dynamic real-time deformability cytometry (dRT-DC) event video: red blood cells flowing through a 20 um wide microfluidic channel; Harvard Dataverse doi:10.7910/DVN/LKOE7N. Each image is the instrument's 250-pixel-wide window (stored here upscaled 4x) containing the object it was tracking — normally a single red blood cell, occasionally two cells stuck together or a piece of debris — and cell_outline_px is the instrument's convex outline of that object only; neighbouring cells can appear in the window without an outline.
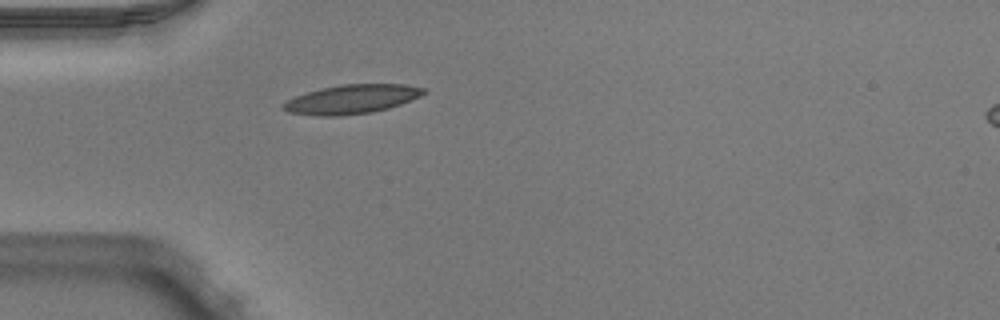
{"species": "Egyptian fruit bat (a non-hibernating species)", "species_latin": "Rousettus aegyptiacus", "temperature_condition": "warm", "stored_images_in_passage": 37, "camera_frame_rate_fps": 3000, "um_per_image_px": 0.085, "animal": {"sex": "male"}, "frame": {"image": 1, "passage_image": 1, "time_ms": 0.0, "image_size_px": [1000, 320], "cell_outline_px": [[428, 92], [420, 96], [400, 104], [388, 108], [372, 112], [340, 116], [320, 116], [288, 112], [280, 108], [280, 104], [296, 96], [320, 88], [344, 84], [404, 84], [424, 88]], "centroid_in_image_um": [29.88, 8.43], "position_along_channel_um": 55.1, "area_um2": 23.76}}
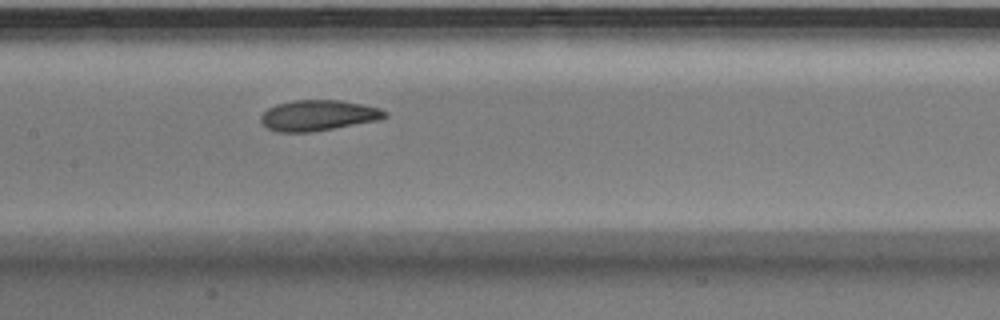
{"frame": {"image": 2, "passage_image": 11, "time_ms": 3.333, "image_size_px": [1000, 320], "cell_outline_px": [[388, 116], [376, 120], [312, 132], [276, 132], [268, 128], [260, 120], [260, 116], [268, 108], [276, 104], [296, 100], [340, 100], [380, 108], [388, 112]], "centroid_in_image_um": [27.02, 9.81], "position_along_channel_um": 180.4, "area_um2": 21.96}}
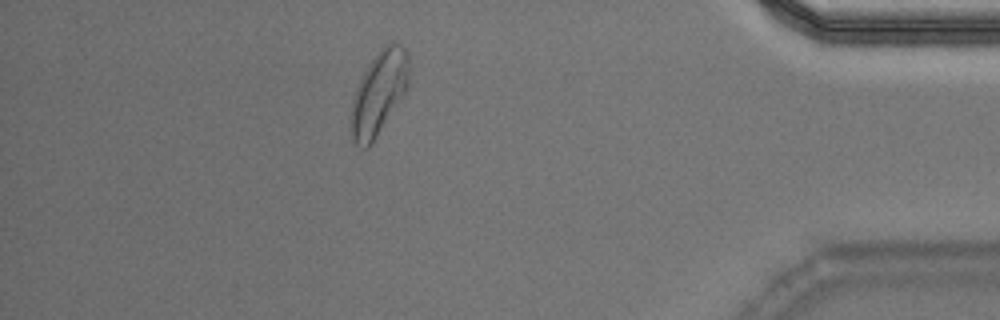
{"frame": {"image": 3, "passage_image": 31, "time_ms": 10.0, "image_size_px": [1000, 320], "cell_outline_px": [[408, 88], [372, 144], [368, 148], [364, 148], [356, 144], [352, 140], [348, 132], [352, 100], [356, 88], [368, 64], [380, 48], [384, 44], [400, 44], [408, 52]], "centroid_in_image_um": [32.17, 7.95], "position_along_channel_um": 403.0, "area_um2": 28.44}, "authors_computed_cell_mechanics": {"area_um2": 22.8888, "velocity_mm_per_s": 3.95, "shape_relaxation_time_tau1_ms": 4.7092, "shape_relaxation_time_tau2_ms": 1.9736, "deformation_change_tau1": 0.1585, "deformation_change_tau2": 0.0891}}